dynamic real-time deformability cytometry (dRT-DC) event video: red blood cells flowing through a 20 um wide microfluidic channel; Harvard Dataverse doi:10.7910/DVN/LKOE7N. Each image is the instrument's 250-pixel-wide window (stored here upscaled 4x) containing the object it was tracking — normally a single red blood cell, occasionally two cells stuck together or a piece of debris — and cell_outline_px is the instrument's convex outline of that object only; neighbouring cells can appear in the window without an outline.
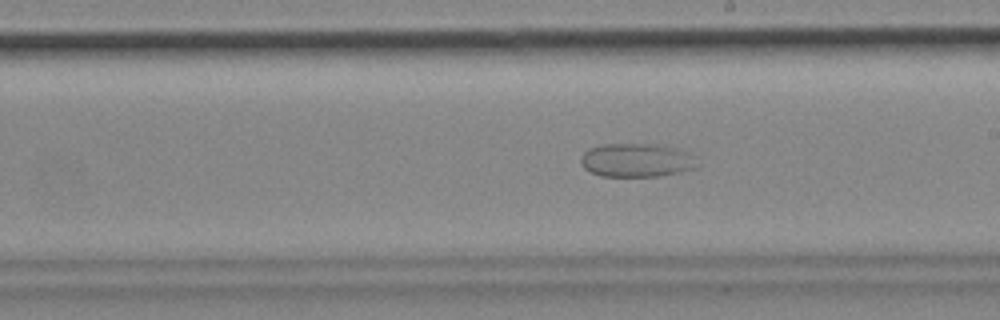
{"species": "common noctule bat (a hibernating species)", "species_latin": "Nyctalus noctula", "temperature_condition": "cold", "stored_images_in_passage": 48, "segment_of_instrument_passage": [1, 2], "camera_frame_rate_fps": 3000, "um_per_image_px": 0.085, "animal": {"sex": "female", "body_mass_g": 18.4}, "frame": {"image": 1, "passage_image": 29, "time_ms": 9.333, "image_size_px": [1000, 320], "cell_outline_px": [[696, 164], [692, 168], [680, 172], [660, 176], [600, 176], [584, 168], [580, 160], [584, 152], [588, 148], [604, 144], [652, 144], [672, 148], [680, 152]], "centroid_in_image_um": [53.94, 13.63], "position_along_channel_um": 235.1, "area_um2": 21.91}}
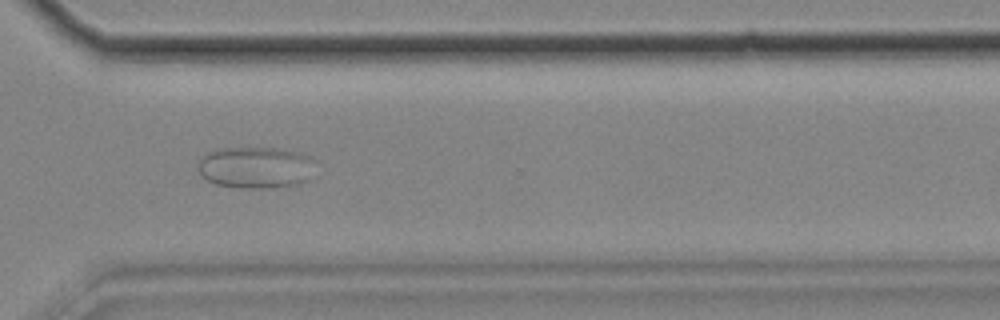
{"frame": {"image": 2, "passage_image": 39, "time_ms": 12.667, "image_size_px": [1000, 320], "cell_outline_px": [[308, 180], [300, 184], [272, 188], [244, 188], [216, 184], [208, 180], [200, 172], [200, 160], [208, 152], [220, 148], [276, 148], [300, 152], [308, 156]], "centroid_in_image_um": [21.68, 14.24], "position_along_channel_um": 348.9, "area_um2": 27.69}}
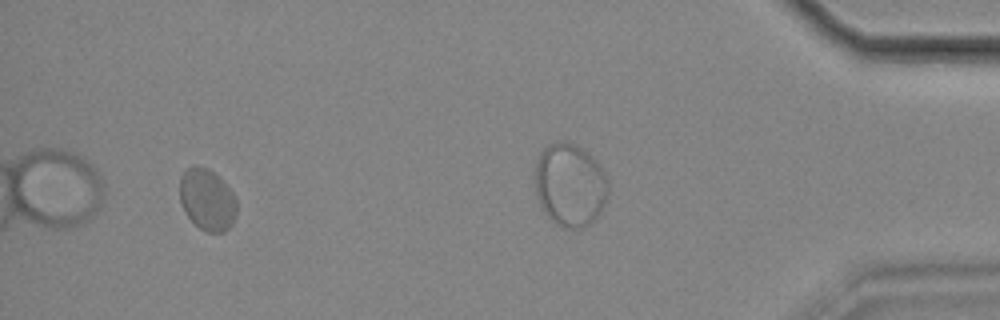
{"frame": {"image": 3, "passage_image": 44, "time_ms": 14.333, "image_size_px": [1000, 320], "cell_outline_px": [[236, 212], [232, 224], [224, 232], [204, 232], [184, 212], [180, 200], [180, 176], [192, 164], [200, 164], [208, 168], [232, 192], [236, 200]], "centroid_in_image_um": [17.58, 16.96], "position_along_channel_um": 417.6, "area_um2": 20.35}}